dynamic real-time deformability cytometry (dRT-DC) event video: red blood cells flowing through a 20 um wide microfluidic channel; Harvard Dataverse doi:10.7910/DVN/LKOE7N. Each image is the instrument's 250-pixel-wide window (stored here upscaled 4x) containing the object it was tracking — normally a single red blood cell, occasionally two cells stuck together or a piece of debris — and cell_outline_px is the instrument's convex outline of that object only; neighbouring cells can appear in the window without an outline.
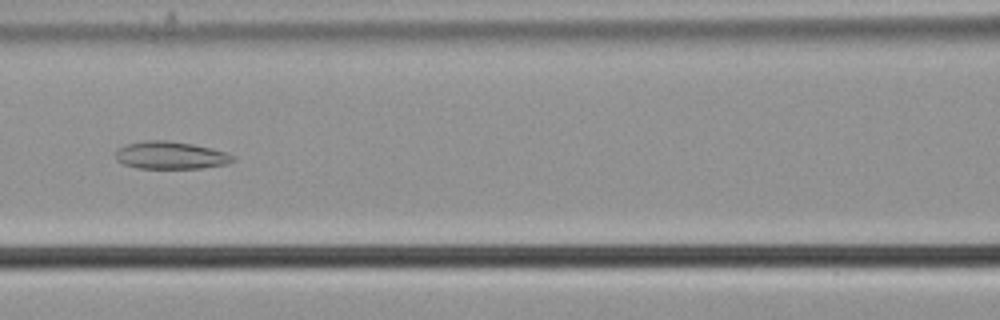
{"species": "common noctule bat (a hibernating species)", "species_latin": "Nyctalus noctula", "temperature_condition": "cold", "stored_images_in_passage": 43, "camera_frame_rate_fps": 3000, "um_per_image_px": 0.085, "animal": {"sex": "male", "body_mass_g": 21.5, "forearm_length_mm": 52.0}, "frame": {"image": 1, "passage_image": 19, "time_ms": 6.0, "image_size_px": [1000, 320], "cell_outline_px": [[236, 160], [228, 164], [200, 168], [136, 168], [124, 164], [116, 160], [116, 152], [120, 148], [128, 144], [144, 140], [168, 140], [192, 144], [212, 148], [236, 156]], "centroid_in_image_um": [14.54, 13.2], "position_along_channel_um": 152.1, "area_um2": 18.84}}
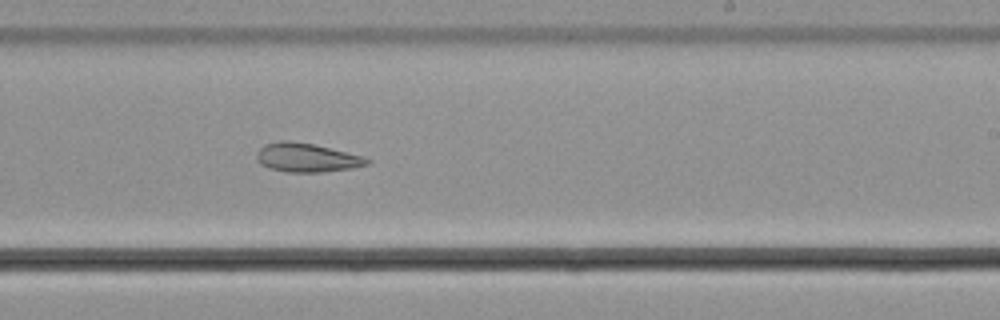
{"frame": {"image": 2, "passage_image": 28, "time_ms": 9.0, "image_size_px": [1000, 320], "cell_outline_px": [[372, 160], [368, 164], [352, 168], [320, 172], [284, 172], [268, 168], [260, 164], [256, 160], [256, 152], [264, 144], [280, 140], [288, 140], [312, 144], [364, 156]], "centroid_in_image_um": [26.03, 13.4], "position_along_channel_um": 263.0, "area_um2": 18.67}}
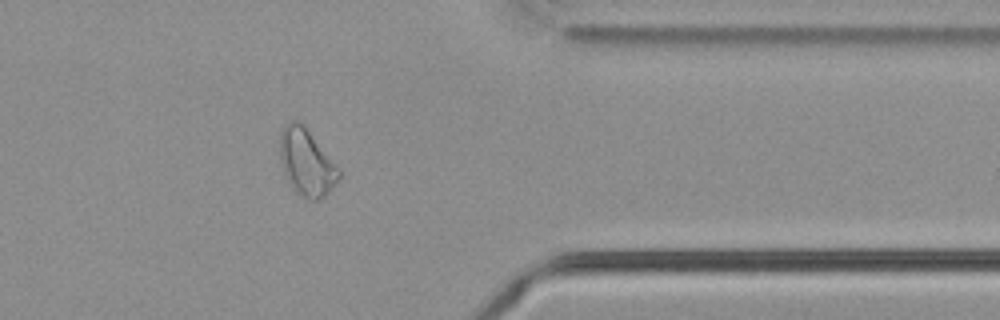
{"frame": {"image": 3, "passage_image": 39, "time_ms": 12.667, "image_size_px": [1000, 320], "cell_outline_px": [[340, 176], [324, 196], [316, 200], [312, 200], [300, 196], [292, 188], [284, 176], [280, 160], [280, 128], [288, 120], [300, 120], [304, 124], [340, 168]], "centroid_in_image_um": [26.02, 13.74], "position_along_channel_um": 385.4, "area_um2": 23.29}, "authors_computed_cell_mechanics": {"area_um2": 20.9814, "velocity_mm_per_s": 3.7041, "shape_relaxation_time_tau1_ms": null, "shape_relaxation_time_tau2_ms": 6.1516, "deformation_change_tau1": null, "deformation_change_tau2": 0.1488}}